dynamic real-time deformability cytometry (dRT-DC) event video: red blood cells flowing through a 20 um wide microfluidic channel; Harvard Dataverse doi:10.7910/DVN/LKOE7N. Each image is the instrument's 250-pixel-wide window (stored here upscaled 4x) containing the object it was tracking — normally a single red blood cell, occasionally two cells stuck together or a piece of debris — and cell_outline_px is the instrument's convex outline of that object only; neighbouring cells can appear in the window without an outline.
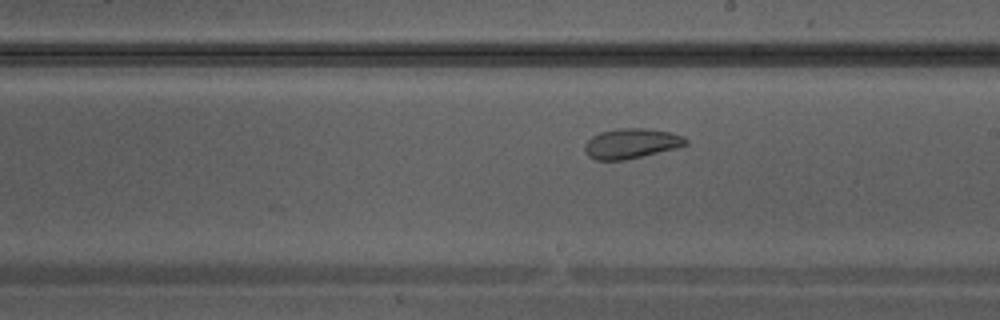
{"species": "Egyptian fruit bat (a non-hibernating species)", "species_latin": "Rousettus aegyptiacus", "temperature_condition": "warm", "stored_images_in_passage": 15, "camera_frame_rate_fps": 3000, "um_per_image_px": 0.085, "animal": {"sex": "male"}, "frame": {"image": 1, "passage_image": 15, "time_ms": 4.667, "image_size_px": [1000, 320], "cell_outline_px": [[688, 144], [676, 148], [624, 160], [596, 160], [588, 156], [584, 152], [584, 144], [592, 136], [600, 132], [620, 128], [644, 128], [668, 132], [684, 136], [688, 140]], "centroid_in_image_um": [53.63, 12.2], "position_along_channel_um": 235.4, "area_um2": 17.63}}